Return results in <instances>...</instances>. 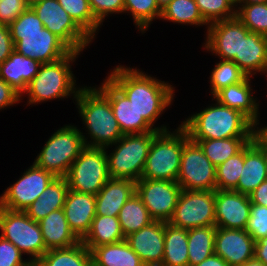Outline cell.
Returning <instances> with one entry per match:
<instances>
[{
	"instance_id": "6da1fadb",
	"label": "cell",
	"mask_w": 267,
	"mask_h": 266,
	"mask_svg": "<svg viewBox=\"0 0 267 266\" xmlns=\"http://www.w3.org/2000/svg\"><path fill=\"white\" fill-rule=\"evenodd\" d=\"M108 78L128 97L139 115L157 131L168 130L167 126L155 127L154 123L174 99V87L168 82L158 80L137 68L118 66Z\"/></svg>"
},
{
	"instance_id": "7a4b0ae2",
	"label": "cell",
	"mask_w": 267,
	"mask_h": 266,
	"mask_svg": "<svg viewBox=\"0 0 267 266\" xmlns=\"http://www.w3.org/2000/svg\"><path fill=\"white\" fill-rule=\"evenodd\" d=\"M9 29L14 50L41 64L59 60L71 51L58 36L43 26L31 7L24 11Z\"/></svg>"
},
{
	"instance_id": "3957f363",
	"label": "cell",
	"mask_w": 267,
	"mask_h": 266,
	"mask_svg": "<svg viewBox=\"0 0 267 266\" xmlns=\"http://www.w3.org/2000/svg\"><path fill=\"white\" fill-rule=\"evenodd\" d=\"M215 102L180 124L189 139L254 137L257 127L244 114Z\"/></svg>"
},
{
	"instance_id": "277c9868",
	"label": "cell",
	"mask_w": 267,
	"mask_h": 266,
	"mask_svg": "<svg viewBox=\"0 0 267 266\" xmlns=\"http://www.w3.org/2000/svg\"><path fill=\"white\" fill-rule=\"evenodd\" d=\"M75 101L91 138L90 141L87 136L83 138L86 146L107 150L124 135L108 98L97 87H81Z\"/></svg>"
},
{
	"instance_id": "5b68a950",
	"label": "cell",
	"mask_w": 267,
	"mask_h": 266,
	"mask_svg": "<svg viewBox=\"0 0 267 266\" xmlns=\"http://www.w3.org/2000/svg\"><path fill=\"white\" fill-rule=\"evenodd\" d=\"M80 53L71 50L59 60L42 63L38 73L23 92V94L27 93L28 96L27 105L68 98V96H73V99H76L80 87L75 86L76 80L73 71H71V63L75 62Z\"/></svg>"
},
{
	"instance_id": "8992f818",
	"label": "cell",
	"mask_w": 267,
	"mask_h": 266,
	"mask_svg": "<svg viewBox=\"0 0 267 266\" xmlns=\"http://www.w3.org/2000/svg\"><path fill=\"white\" fill-rule=\"evenodd\" d=\"M189 140L179 125L175 131H160L152 141L141 179L177 181L184 144Z\"/></svg>"
},
{
	"instance_id": "52a82bcc",
	"label": "cell",
	"mask_w": 267,
	"mask_h": 266,
	"mask_svg": "<svg viewBox=\"0 0 267 266\" xmlns=\"http://www.w3.org/2000/svg\"><path fill=\"white\" fill-rule=\"evenodd\" d=\"M160 131L124 134L107 153L108 172L111 179L138 181L141 179L149 149Z\"/></svg>"
},
{
	"instance_id": "ba28073f",
	"label": "cell",
	"mask_w": 267,
	"mask_h": 266,
	"mask_svg": "<svg viewBox=\"0 0 267 266\" xmlns=\"http://www.w3.org/2000/svg\"><path fill=\"white\" fill-rule=\"evenodd\" d=\"M83 138L85 135L76 126L65 125L51 135L33 163L55 177H66L71 164L86 146Z\"/></svg>"
},
{
	"instance_id": "9c48e42d",
	"label": "cell",
	"mask_w": 267,
	"mask_h": 266,
	"mask_svg": "<svg viewBox=\"0 0 267 266\" xmlns=\"http://www.w3.org/2000/svg\"><path fill=\"white\" fill-rule=\"evenodd\" d=\"M65 178L70 190L96 196L110 179L106 149L85 146Z\"/></svg>"
},
{
	"instance_id": "30bf717a",
	"label": "cell",
	"mask_w": 267,
	"mask_h": 266,
	"mask_svg": "<svg viewBox=\"0 0 267 266\" xmlns=\"http://www.w3.org/2000/svg\"><path fill=\"white\" fill-rule=\"evenodd\" d=\"M0 236L13 243L31 261H38L47 251L39 222L24 211L0 207Z\"/></svg>"
},
{
	"instance_id": "8fae6325",
	"label": "cell",
	"mask_w": 267,
	"mask_h": 266,
	"mask_svg": "<svg viewBox=\"0 0 267 266\" xmlns=\"http://www.w3.org/2000/svg\"><path fill=\"white\" fill-rule=\"evenodd\" d=\"M43 26L72 51L82 52L92 38L70 17L57 0H42L31 6Z\"/></svg>"
},
{
	"instance_id": "7c38bea8",
	"label": "cell",
	"mask_w": 267,
	"mask_h": 266,
	"mask_svg": "<svg viewBox=\"0 0 267 266\" xmlns=\"http://www.w3.org/2000/svg\"><path fill=\"white\" fill-rule=\"evenodd\" d=\"M182 190L216 189V167L197 142L189 139L183 146L180 171L176 181Z\"/></svg>"
},
{
	"instance_id": "4fadbf2b",
	"label": "cell",
	"mask_w": 267,
	"mask_h": 266,
	"mask_svg": "<svg viewBox=\"0 0 267 266\" xmlns=\"http://www.w3.org/2000/svg\"><path fill=\"white\" fill-rule=\"evenodd\" d=\"M169 223L186 230L215 225V190H182Z\"/></svg>"
},
{
	"instance_id": "5bb4252c",
	"label": "cell",
	"mask_w": 267,
	"mask_h": 266,
	"mask_svg": "<svg viewBox=\"0 0 267 266\" xmlns=\"http://www.w3.org/2000/svg\"><path fill=\"white\" fill-rule=\"evenodd\" d=\"M181 192L182 188L176 181H136V193L154 221L168 223L171 220Z\"/></svg>"
},
{
	"instance_id": "9a60e30c",
	"label": "cell",
	"mask_w": 267,
	"mask_h": 266,
	"mask_svg": "<svg viewBox=\"0 0 267 266\" xmlns=\"http://www.w3.org/2000/svg\"><path fill=\"white\" fill-rule=\"evenodd\" d=\"M55 176L34 163L0 196V207L25 211L47 188Z\"/></svg>"
},
{
	"instance_id": "2e32d148",
	"label": "cell",
	"mask_w": 267,
	"mask_h": 266,
	"mask_svg": "<svg viewBox=\"0 0 267 266\" xmlns=\"http://www.w3.org/2000/svg\"><path fill=\"white\" fill-rule=\"evenodd\" d=\"M249 29L236 17L217 21L207 27L205 50L215 54L221 60L241 58L242 36Z\"/></svg>"
},
{
	"instance_id": "e0dca14e",
	"label": "cell",
	"mask_w": 267,
	"mask_h": 266,
	"mask_svg": "<svg viewBox=\"0 0 267 266\" xmlns=\"http://www.w3.org/2000/svg\"><path fill=\"white\" fill-rule=\"evenodd\" d=\"M101 86V87H100ZM97 87L109 100L123 134L155 132L128 97L108 78Z\"/></svg>"
},
{
	"instance_id": "ac0fdd59",
	"label": "cell",
	"mask_w": 267,
	"mask_h": 266,
	"mask_svg": "<svg viewBox=\"0 0 267 266\" xmlns=\"http://www.w3.org/2000/svg\"><path fill=\"white\" fill-rule=\"evenodd\" d=\"M249 195L215 189V226L245 230L250 217Z\"/></svg>"
},
{
	"instance_id": "d6986e66",
	"label": "cell",
	"mask_w": 267,
	"mask_h": 266,
	"mask_svg": "<svg viewBox=\"0 0 267 266\" xmlns=\"http://www.w3.org/2000/svg\"><path fill=\"white\" fill-rule=\"evenodd\" d=\"M255 241L246 230L216 228L214 253L230 266L243 265L254 258Z\"/></svg>"
},
{
	"instance_id": "ffe728a7",
	"label": "cell",
	"mask_w": 267,
	"mask_h": 266,
	"mask_svg": "<svg viewBox=\"0 0 267 266\" xmlns=\"http://www.w3.org/2000/svg\"><path fill=\"white\" fill-rule=\"evenodd\" d=\"M165 222L153 221L125 237L145 266H161L164 256Z\"/></svg>"
},
{
	"instance_id": "44dd1931",
	"label": "cell",
	"mask_w": 267,
	"mask_h": 266,
	"mask_svg": "<svg viewBox=\"0 0 267 266\" xmlns=\"http://www.w3.org/2000/svg\"><path fill=\"white\" fill-rule=\"evenodd\" d=\"M95 206V195L79 193L69 189L63 211L69 227L80 240L90 230L92 220L96 216Z\"/></svg>"
},
{
	"instance_id": "7402d4cb",
	"label": "cell",
	"mask_w": 267,
	"mask_h": 266,
	"mask_svg": "<svg viewBox=\"0 0 267 266\" xmlns=\"http://www.w3.org/2000/svg\"><path fill=\"white\" fill-rule=\"evenodd\" d=\"M251 77H246L242 82L222 88L214 96L221 105L240 111L256 127L259 125V102L253 97Z\"/></svg>"
},
{
	"instance_id": "603a6c76",
	"label": "cell",
	"mask_w": 267,
	"mask_h": 266,
	"mask_svg": "<svg viewBox=\"0 0 267 266\" xmlns=\"http://www.w3.org/2000/svg\"><path fill=\"white\" fill-rule=\"evenodd\" d=\"M136 193V182L109 179L96 195V215L118 217L126 201Z\"/></svg>"
},
{
	"instance_id": "cb8c5ba5",
	"label": "cell",
	"mask_w": 267,
	"mask_h": 266,
	"mask_svg": "<svg viewBox=\"0 0 267 266\" xmlns=\"http://www.w3.org/2000/svg\"><path fill=\"white\" fill-rule=\"evenodd\" d=\"M265 180V151L253 139L244 147V165L234 191L249 195Z\"/></svg>"
},
{
	"instance_id": "d4e9b609",
	"label": "cell",
	"mask_w": 267,
	"mask_h": 266,
	"mask_svg": "<svg viewBox=\"0 0 267 266\" xmlns=\"http://www.w3.org/2000/svg\"><path fill=\"white\" fill-rule=\"evenodd\" d=\"M40 65L39 61L18 54L14 50L3 63H0V77L23 96L28 83L38 73Z\"/></svg>"
},
{
	"instance_id": "484cf974",
	"label": "cell",
	"mask_w": 267,
	"mask_h": 266,
	"mask_svg": "<svg viewBox=\"0 0 267 266\" xmlns=\"http://www.w3.org/2000/svg\"><path fill=\"white\" fill-rule=\"evenodd\" d=\"M239 68L248 76L267 73V36L250 32L242 36L241 58H233Z\"/></svg>"
},
{
	"instance_id": "4316f807",
	"label": "cell",
	"mask_w": 267,
	"mask_h": 266,
	"mask_svg": "<svg viewBox=\"0 0 267 266\" xmlns=\"http://www.w3.org/2000/svg\"><path fill=\"white\" fill-rule=\"evenodd\" d=\"M39 225L47 250L69 248L81 242L69 227L63 209L52 211Z\"/></svg>"
},
{
	"instance_id": "83f0119b",
	"label": "cell",
	"mask_w": 267,
	"mask_h": 266,
	"mask_svg": "<svg viewBox=\"0 0 267 266\" xmlns=\"http://www.w3.org/2000/svg\"><path fill=\"white\" fill-rule=\"evenodd\" d=\"M69 186L65 177H55L25 213L35 222L41 221L52 211L63 209Z\"/></svg>"
},
{
	"instance_id": "f1b7e54d",
	"label": "cell",
	"mask_w": 267,
	"mask_h": 266,
	"mask_svg": "<svg viewBox=\"0 0 267 266\" xmlns=\"http://www.w3.org/2000/svg\"><path fill=\"white\" fill-rule=\"evenodd\" d=\"M92 266H145L126 240L95 247Z\"/></svg>"
},
{
	"instance_id": "f546056e",
	"label": "cell",
	"mask_w": 267,
	"mask_h": 266,
	"mask_svg": "<svg viewBox=\"0 0 267 266\" xmlns=\"http://www.w3.org/2000/svg\"><path fill=\"white\" fill-rule=\"evenodd\" d=\"M125 240L118 217L96 215L81 242L92 251L95 247Z\"/></svg>"
},
{
	"instance_id": "4dcf8cb0",
	"label": "cell",
	"mask_w": 267,
	"mask_h": 266,
	"mask_svg": "<svg viewBox=\"0 0 267 266\" xmlns=\"http://www.w3.org/2000/svg\"><path fill=\"white\" fill-rule=\"evenodd\" d=\"M161 266H188V230L165 223Z\"/></svg>"
},
{
	"instance_id": "1f68e13d",
	"label": "cell",
	"mask_w": 267,
	"mask_h": 266,
	"mask_svg": "<svg viewBox=\"0 0 267 266\" xmlns=\"http://www.w3.org/2000/svg\"><path fill=\"white\" fill-rule=\"evenodd\" d=\"M254 137H234L225 139H191L202 148L205 156L217 167L239 153Z\"/></svg>"
},
{
	"instance_id": "d6a6232c",
	"label": "cell",
	"mask_w": 267,
	"mask_h": 266,
	"mask_svg": "<svg viewBox=\"0 0 267 266\" xmlns=\"http://www.w3.org/2000/svg\"><path fill=\"white\" fill-rule=\"evenodd\" d=\"M40 266H92L91 251L79 242L69 248L50 249L37 261Z\"/></svg>"
},
{
	"instance_id": "836d02e7",
	"label": "cell",
	"mask_w": 267,
	"mask_h": 266,
	"mask_svg": "<svg viewBox=\"0 0 267 266\" xmlns=\"http://www.w3.org/2000/svg\"><path fill=\"white\" fill-rule=\"evenodd\" d=\"M216 226L188 230V266H196L214 254Z\"/></svg>"
},
{
	"instance_id": "e575fe53",
	"label": "cell",
	"mask_w": 267,
	"mask_h": 266,
	"mask_svg": "<svg viewBox=\"0 0 267 266\" xmlns=\"http://www.w3.org/2000/svg\"><path fill=\"white\" fill-rule=\"evenodd\" d=\"M118 220L125 237L154 221L137 193H134L123 205Z\"/></svg>"
},
{
	"instance_id": "d590c367",
	"label": "cell",
	"mask_w": 267,
	"mask_h": 266,
	"mask_svg": "<svg viewBox=\"0 0 267 266\" xmlns=\"http://www.w3.org/2000/svg\"><path fill=\"white\" fill-rule=\"evenodd\" d=\"M160 19L196 26L209 24L203 19L195 0H172L162 9Z\"/></svg>"
},
{
	"instance_id": "8d00e7d4",
	"label": "cell",
	"mask_w": 267,
	"mask_h": 266,
	"mask_svg": "<svg viewBox=\"0 0 267 266\" xmlns=\"http://www.w3.org/2000/svg\"><path fill=\"white\" fill-rule=\"evenodd\" d=\"M72 19L92 38L101 24L95 19L89 0H57ZM97 31V32H96Z\"/></svg>"
},
{
	"instance_id": "74e56055",
	"label": "cell",
	"mask_w": 267,
	"mask_h": 266,
	"mask_svg": "<svg viewBox=\"0 0 267 266\" xmlns=\"http://www.w3.org/2000/svg\"><path fill=\"white\" fill-rule=\"evenodd\" d=\"M131 13L134 24L145 33L154 19H160L162 10L157 0H124V13Z\"/></svg>"
},
{
	"instance_id": "f35d334b",
	"label": "cell",
	"mask_w": 267,
	"mask_h": 266,
	"mask_svg": "<svg viewBox=\"0 0 267 266\" xmlns=\"http://www.w3.org/2000/svg\"><path fill=\"white\" fill-rule=\"evenodd\" d=\"M247 75L239 66L230 60H220L216 63L210 76V92L212 97L229 85L242 82Z\"/></svg>"
},
{
	"instance_id": "ab89813d",
	"label": "cell",
	"mask_w": 267,
	"mask_h": 266,
	"mask_svg": "<svg viewBox=\"0 0 267 266\" xmlns=\"http://www.w3.org/2000/svg\"><path fill=\"white\" fill-rule=\"evenodd\" d=\"M236 16L250 32L267 36V2L236 4Z\"/></svg>"
},
{
	"instance_id": "60d3db41",
	"label": "cell",
	"mask_w": 267,
	"mask_h": 266,
	"mask_svg": "<svg viewBox=\"0 0 267 266\" xmlns=\"http://www.w3.org/2000/svg\"><path fill=\"white\" fill-rule=\"evenodd\" d=\"M244 165V148L216 167V189L234 190Z\"/></svg>"
},
{
	"instance_id": "b9f144b4",
	"label": "cell",
	"mask_w": 267,
	"mask_h": 266,
	"mask_svg": "<svg viewBox=\"0 0 267 266\" xmlns=\"http://www.w3.org/2000/svg\"><path fill=\"white\" fill-rule=\"evenodd\" d=\"M203 19L214 23L236 17V3L233 0H195Z\"/></svg>"
},
{
	"instance_id": "7bdbcfd3",
	"label": "cell",
	"mask_w": 267,
	"mask_h": 266,
	"mask_svg": "<svg viewBox=\"0 0 267 266\" xmlns=\"http://www.w3.org/2000/svg\"><path fill=\"white\" fill-rule=\"evenodd\" d=\"M254 241L267 238V207L251 204L250 217L245 229Z\"/></svg>"
},
{
	"instance_id": "ee69618b",
	"label": "cell",
	"mask_w": 267,
	"mask_h": 266,
	"mask_svg": "<svg viewBox=\"0 0 267 266\" xmlns=\"http://www.w3.org/2000/svg\"><path fill=\"white\" fill-rule=\"evenodd\" d=\"M95 19L103 25L109 14L124 13V0H89Z\"/></svg>"
},
{
	"instance_id": "f6af8a7d",
	"label": "cell",
	"mask_w": 267,
	"mask_h": 266,
	"mask_svg": "<svg viewBox=\"0 0 267 266\" xmlns=\"http://www.w3.org/2000/svg\"><path fill=\"white\" fill-rule=\"evenodd\" d=\"M29 7L25 0H0V24L10 26Z\"/></svg>"
},
{
	"instance_id": "bcb514c9",
	"label": "cell",
	"mask_w": 267,
	"mask_h": 266,
	"mask_svg": "<svg viewBox=\"0 0 267 266\" xmlns=\"http://www.w3.org/2000/svg\"><path fill=\"white\" fill-rule=\"evenodd\" d=\"M22 255L13 243L0 236V266H23L30 260H23Z\"/></svg>"
},
{
	"instance_id": "7dc6e473",
	"label": "cell",
	"mask_w": 267,
	"mask_h": 266,
	"mask_svg": "<svg viewBox=\"0 0 267 266\" xmlns=\"http://www.w3.org/2000/svg\"><path fill=\"white\" fill-rule=\"evenodd\" d=\"M21 98V94L0 77V110L19 103Z\"/></svg>"
},
{
	"instance_id": "c3c4849f",
	"label": "cell",
	"mask_w": 267,
	"mask_h": 266,
	"mask_svg": "<svg viewBox=\"0 0 267 266\" xmlns=\"http://www.w3.org/2000/svg\"><path fill=\"white\" fill-rule=\"evenodd\" d=\"M14 51V42L9 26L0 24V63H3Z\"/></svg>"
},
{
	"instance_id": "681fc988",
	"label": "cell",
	"mask_w": 267,
	"mask_h": 266,
	"mask_svg": "<svg viewBox=\"0 0 267 266\" xmlns=\"http://www.w3.org/2000/svg\"><path fill=\"white\" fill-rule=\"evenodd\" d=\"M251 204L267 207V180L263 181L255 190L249 194Z\"/></svg>"
},
{
	"instance_id": "f907efd6",
	"label": "cell",
	"mask_w": 267,
	"mask_h": 266,
	"mask_svg": "<svg viewBox=\"0 0 267 266\" xmlns=\"http://www.w3.org/2000/svg\"><path fill=\"white\" fill-rule=\"evenodd\" d=\"M254 258L267 266V238L255 242Z\"/></svg>"
},
{
	"instance_id": "816d5d0a",
	"label": "cell",
	"mask_w": 267,
	"mask_h": 266,
	"mask_svg": "<svg viewBox=\"0 0 267 266\" xmlns=\"http://www.w3.org/2000/svg\"><path fill=\"white\" fill-rule=\"evenodd\" d=\"M196 266H230L227 262H225L220 256L215 253L211 256L207 257L201 263Z\"/></svg>"
},
{
	"instance_id": "f5cc1de1",
	"label": "cell",
	"mask_w": 267,
	"mask_h": 266,
	"mask_svg": "<svg viewBox=\"0 0 267 266\" xmlns=\"http://www.w3.org/2000/svg\"><path fill=\"white\" fill-rule=\"evenodd\" d=\"M254 139L265 151V172L267 176V141L257 131L254 135Z\"/></svg>"
},
{
	"instance_id": "db71d44e",
	"label": "cell",
	"mask_w": 267,
	"mask_h": 266,
	"mask_svg": "<svg viewBox=\"0 0 267 266\" xmlns=\"http://www.w3.org/2000/svg\"><path fill=\"white\" fill-rule=\"evenodd\" d=\"M240 266H265V265L259 260L252 258L250 260H247L243 265Z\"/></svg>"
},
{
	"instance_id": "11a10c76",
	"label": "cell",
	"mask_w": 267,
	"mask_h": 266,
	"mask_svg": "<svg viewBox=\"0 0 267 266\" xmlns=\"http://www.w3.org/2000/svg\"><path fill=\"white\" fill-rule=\"evenodd\" d=\"M265 2H267V0H238L236 4H256Z\"/></svg>"
},
{
	"instance_id": "9f6ffc18",
	"label": "cell",
	"mask_w": 267,
	"mask_h": 266,
	"mask_svg": "<svg viewBox=\"0 0 267 266\" xmlns=\"http://www.w3.org/2000/svg\"><path fill=\"white\" fill-rule=\"evenodd\" d=\"M256 131L267 141V126L259 128L257 127Z\"/></svg>"
},
{
	"instance_id": "6f0895ef",
	"label": "cell",
	"mask_w": 267,
	"mask_h": 266,
	"mask_svg": "<svg viewBox=\"0 0 267 266\" xmlns=\"http://www.w3.org/2000/svg\"><path fill=\"white\" fill-rule=\"evenodd\" d=\"M172 0H157V5L162 10L166 5H168Z\"/></svg>"
},
{
	"instance_id": "680465c9",
	"label": "cell",
	"mask_w": 267,
	"mask_h": 266,
	"mask_svg": "<svg viewBox=\"0 0 267 266\" xmlns=\"http://www.w3.org/2000/svg\"><path fill=\"white\" fill-rule=\"evenodd\" d=\"M23 266H40L37 261H28L25 265Z\"/></svg>"
},
{
	"instance_id": "91938a15",
	"label": "cell",
	"mask_w": 267,
	"mask_h": 266,
	"mask_svg": "<svg viewBox=\"0 0 267 266\" xmlns=\"http://www.w3.org/2000/svg\"><path fill=\"white\" fill-rule=\"evenodd\" d=\"M26 3L31 7L33 4L42 1V0H25Z\"/></svg>"
}]
</instances>
